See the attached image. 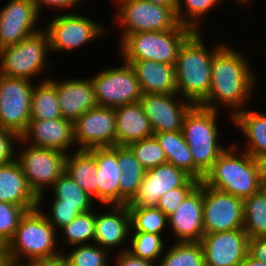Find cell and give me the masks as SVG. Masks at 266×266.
<instances>
[{
    "instance_id": "obj_1",
    "label": "cell",
    "mask_w": 266,
    "mask_h": 266,
    "mask_svg": "<svg viewBox=\"0 0 266 266\" xmlns=\"http://www.w3.org/2000/svg\"><path fill=\"white\" fill-rule=\"evenodd\" d=\"M228 44V45H227ZM229 43L215 53L212 70L211 86L207 98L200 106L220 111L221 106L228 107L229 118L247 108L255 92L256 78L250 60ZM248 103V104H247ZM246 105V106H245ZM220 107V108H219Z\"/></svg>"
},
{
    "instance_id": "obj_2",
    "label": "cell",
    "mask_w": 266,
    "mask_h": 266,
    "mask_svg": "<svg viewBox=\"0 0 266 266\" xmlns=\"http://www.w3.org/2000/svg\"><path fill=\"white\" fill-rule=\"evenodd\" d=\"M202 32L194 31L180 47L175 61L178 94L193 105H200L208 96L215 53L224 45L215 44L209 51Z\"/></svg>"
},
{
    "instance_id": "obj_3",
    "label": "cell",
    "mask_w": 266,
    "mask_h": 266,
    "mask_svg": "<svg viewBox=\"0 0 266 266\" xmlns=\"http://www.w3.org/2000/svg\"><path fill=\"white\" fill-rule=\"evenodd\" d=\"M232 144L217 158L201 182L244 200L261 189L257 166L253 156L240 151V143Z\"/></svg>"
},
{
    "instance_id": "obj_4",
    "label": "cell",
    "mask_w": 266,
    "mask_h": 266,
    "mask_svg": "<svg viewBox=\"0 0 266 266\" xmlns=\"http://www.w3.org/2000/svg\"><path fill=\"white\" fill-rule=\"evenodd\" d=\"M218 114V110L193 105L183 119L182 133L194 160V178L200 182L227 148L218 141Z\"/></svg>"
},
{
    "instance_id": "obj_5",
    "label": "cell",
    "mask_w": 266,
    "mask_h": 266,
    "mask_svg": "<svg viewBox=\"0 0 266 266\" xmlns=\"http://www.w3.org/2000/svg\"><path fill=\"white\" fill-rule=\"evenodd\" d=\"M57 232L38 207L27 211L7 243L10 264L21 266L29 260L50 258L62 253L61 249H57L61 248L58 247Z\"/></svg>"
},
{
    "instance_id": "obj_6",
    "label": "cell",
    "mask_w": 266,
    "mask_h": 266,
    "mask_svg": "<svg viewBox=\"0 0 266 266\" xmlns=\"http://www.w3.org/2000/svg\"><path fill=\"white\" fill-rule=\"evenodd\" d=\"M193 32L190 27L179 24L172 30L120 35L122 60H153L174 65L180 47Z\"/></svg>"
},
{
    "instance_id": "obj_7",
    "label": "cell",
    "mask_w": 266,
    "mask_h": 266,
    "mask_svg": "<svg viewBox=\"0 0 266 266\" xmlns=\"http://www.w3.org/2000/svg\"><path fill=\"white\" fill-rule=\"evenodd\" d=\"M50 52L49 39L42 28L15 45L0 48V74L32 81L48 65L53 66L46 57Z\"/></svg>"
},
{
    "instance_id": "obj_8",
    "label": "cell",
    "mask_w": 266,
    "mask_h": 266,
    "mask_svg": "<svg viewBox=\"0 0 266 266\" xmlns=\"http://www.w3.org/2000/svg\"><path fill=\"white\" fill-rule=\"evenodd\" d=\"M20 143L21 149L17 151L20 153L16 154L15 160L20 165L29 187L38 197V207H44L47 188L50 189L65 172L67 154L34 147L19 139Z\"/></svg>"
},
{
    "instance_id": "obj_9",
    "label": "cell",
    "mask_w": 266,
    "mask_h": 266,
    "mask_svg": "<svg viewBox=\"0 0 266 266\" xmlns=\"http://www.w3.org/2000/svg\"><path fill=\"white\" fill-rule=\"evenodd\" d=\"M115 3L116 21L120 35L175 29L179 22L170 7L160 6L147 0H110ZM123 29V30H122Z\"/></svg>"
},
{
    "instance_id": "obj_10",
    "label": "cell",
    "mask_w": 266,
    "mask_h": 266,
    "mask_svg": "<svg viewBox=\"0 0 266 266\" xmlns=\"http://www.w3.org/2000/svg\"><path fill=\"white\" fill-rule=\"evenodd\" d=\"M103 26L88 16L64 12L48 20L44 31L49 39L51 53L52 51L71 53L105 35L108 30Z\"/></svg>"
},
{
    "instance_id": "obj_11",
    "label": "cell",
    "mask_w": 266,
    "mask_h": 266,
    "mask_svg": "<svg viewBox=\"0 0 266 266\" xmlns=\"http://www.w3.org/2000/svg\"><path fill=\"white\" fill-rule=\"evenodd\" d=\"M122 64L90 77L99 106L117 108L140 100L143 93L135 72L130 64Z\"/></svg>"
},
{
    "instance_id": "obj_12",
    "label": "cell",
    "mask_w": 266,
    "mask_h": 266,
    "mask_svg": "<svg viewBox=\"0 0 266 266\" xmlns=\"http://www.w3.org/2000/svg\"><path fill=\"white\" fill-rule=\"evenodd\" d=\"M32 82L0 74V129L24 133L31 120Z\"/></svg>"
},
{
    "instance_id": "obj_13",
    "label": "cell",
    "mask_w": 266,
    "mask_h": 266,
    "mask_svg": "<svg viewBox=\"0 0 266 266\" xmlns=\"http://www.w3.org/2000/svg\"><path fill=\"white\" fill-rule=\"evenodd\" d=\"M244 200L203 184L205 233L243 229Z\"/></svg>"
},
{
    "instance_id": "obj_14",
    "label": "cell",
    "mask_w": 266,
    "mask_h": 266,
    "mask_svg": "<svg viewBox=\"0 0 266 266\" xmlns=\"http://www.w3.org/2000/svg\"><path fill=\"white\" fill-rule=\"evenodd\" d=\"M115 108L95 106L74 121L77 149L113 147L116 145Z\"/></svg>"
},
{
    "instance_id": "obj_15",
    "label": "cell",
    "mask_w": 266,
    "mask_h": 266,
    "mask_svg": "<svg viewBox=\"0 0 266 266\" xmlns=\"http://www.w3.org/2000/svg\"><path fill=\"white\" fill-rule=\"evenodd\" d=\"M139 102L149 120L153 133L182 130L185 114L193 106L190 101L184 99L178 93H143Z\"/></svg>"
},
{
    "instance_id": "obj_16",
    "label": "cell",
    "mask_w": 266,
    "mask_h": 266,
    "mask_svg": "<svg viewBox=\"0 0 266 266\" xmlns=\"http://www.w3.org/2000/svg\"><path fill=\"white\" fill-rule=\"evenodd\" d=\"M200 243L205 266H238L248 255L249 237L243 229L205 233Z\"/></svg>"
},
{
    "instance_id": "obj_17",
    "label": "cell",
    "mask_w": 266,
    "mask_h": 266,
    "mask_svg": "<svg viewBox=\"0 0 266 266\" xmlns=\"http://www.w3.org/2000/svg\"><path fill=\"white\" fill-rule=\"evenodd\" d=\"M41 14L32 0H9L0 9V48L15 45L38 32Z\"/></svg>"
},
{
    "instance_id": "obj_18",
    "label": "cell",
    "mask_w": 266,
    "mask_h": 266,
    "mask_svg": "<svg viewBox=\"0 0 266 266\" xmlns=\"http://www.w3.org/2000/svg\"><path fill=\"white\" fill-rule=\"evenodd\" d=\"M190 176L173 164L165 163L145 171L143 181L127 207H156L167 191L181 187Z\"/></svg>"
},
{
    "instance_id": "obj_19",
    "label": "cell",
    "mask_w": 266,
    "mask_h": 266,
    "mask_svg": "<svg viewBox=\"0 0 266 266\" xmlns=\"http://www.w3.org/2000/svg\"><path fill=\"white\" fill-rule=\"evenodd\" d=\"M168 228L175 242H200L203 228V183L200 182L168 217Z\"/></svg>"
},
{
    "instance_id": "obj_20",
    "label": "cell",
    "mask_w": 266,
    "mask_h": 266,
    "mask_svg": "<svg viewBox=\"0 0 266 266\" xmlns=\"http://www.w3.org/2000/svg\"><path fill=\"white\" fill-rule=\"evenodd\" d=\"M20 139L34 147L69 154L75 145L74 122L63 117L55 120H30Z\"/></svg>"
},
{
    "instance_id": "obj_21",
    "label": "cell",
    "mask_w": 266,
    "mask_h": 266,
    "mask_svg": "<svg viewBox=\"0 0 266 266\" xmlns=\"http://www.w3.org/2000/svg\"><path fill=\"white\" fill-rule=\"evenodd\" d=\"M110 208L104 213L95 212L94 244L108 249L127 246L130 237L131 221L126 205H107ZM119 246V247H118Z\"/></svg>"
},
{
    "instance_id": "obj_22",
    "label": "cell",
    "mask_w": 266,
    "mask_h": 266,
    "mask_svg": "<svg viewBox=\"0 0 266 266\" xmlns=\"http://www.w3.org/2000/svg\"><path fill=\"white\" fill-rule=\"evenodd\" d=\"M56 92L61 116L72 122L98 105L90 78L56 80Z\"/></svg>"
},
{
    "instance_id": "obj_23",
    "label": "cell",
    "mask_w": 266,
    "mask_h": 266,
    "mask_svg": "<svg viewBox=\"0 0 266 266\" xmlns=\"http://www.w3.org/2000/svg\"><path fill=\"white\" fill-rule=\"evenodd\" d=\"M95 156L97 167V202L102 206L119 205L118 145L89 149Z\"/></svg>"
},
{
    "instance_id": "obj_24",
    "label": "cell",
    "mask_w": 266,
    "mask_h": 266,
    "mask_svg": "<svg viewBox=\"0 0 266 266\" xmlns=\"http://www.w3.org/2000/svg\"><path fill=\"white\" fill-rule=\"evenodd\" d=\"M133 68L142 93H178L175 66L153 60H123Z\"/></svg>"
},
{
    "instance_id": "obj_25",
    "label": "cell",
    "mask_w": 266,
    "mask_h": 266,
    "mask_svg": "<svg viewBox=\"0 0 266 266\" xmlns=\"http://www.w3.org/2000/svg\"><path fill=\"white\" fill-rule=\"evenodd\" d=\"M0 202L21 206L26 211L38 207V197L29 187L16 160L0 165Z\"/></svg>"
},
{
    "instance_id": "obj_26",
    "label": "cell",
    "mask_w": 266,
    "mask_h": 266,
    "mask_svg": "<svg viewBox=\"0 0 266 266\" xmlns=\"http://www.w3.org/2000/svg\"><path fill=\"white\" fill-rule=\"evenodd\" d=\"M115 113L116 145H128L153 136L149 120L139 101L117 107Z\"/></svg>"
},
{
    "instance_id": "obj_27",
    "label": "cell",
    "mask_w": 266,
    "mask_h": 266,
    "mask_svg": "<svg viewBox=\"0 0 266 266\" xmlns=\"http://www.w3.org/2000/svg\"><path fill=\"white\" fill-rule=\"evenodd\" d=\"M232 124L247 140L246 146L240 150L253 157L266 155V113L245 108L232 117Z\"/></svg>"
},
{
    "instance_id": "obj_28",
    "label": "cell",
    "mask_w": 266,
    "mask_h": 266,
    "mask_svg": "<svg viewBox=\"0 0 266 266\" xmlns=\"http://www.w3.org/2000/svg\"><path fill=\"white\" fill-rule=\"evenodd\" d=\"M67 173L86 193L97 200V167L94 154L89 149H76L67 154Z\"/></svg>"
},
{
    "instance_id": "obj_29",
    "label": "cell",
    "mask_w": 266,
    "mask_h": 266,
    "mask_svg": "<svg viewBox=\"0 0 266 266\" xmlns=\"http://www.w3.org/2000/svg\"><path fill=\"white\" fill-rule=\"evenodd\" d=\"M119 205H126L135 195L143 181L145 169L127 145H118Z\"/></svg>"
},
{
    "instance_id": "obj_30",
    "label": "cell",
    "mask_w": 266,
    "mask_h": 266,
    "mask_svg": "<svg viewBox=\"0 0 266 266\" xmlns=\"http://www.w3.org/2000/svg\"><path fill=\"white\" fill-rule=\"evenodd\" d=\"M54 79L46 76L38 82V85L34 84L31 98V120L62 118Z\"/></svg>"
},
{
    "instance_id": "obj_31",
    "label": "cell",
    "mask_w": 266,
    "mask_h": 266,
    "mask_svg": "<svg viewBox=\"0 0 266 266\" xmlns=\"http://www.w3.org/2000/svg\"><path fill=\"white\" fill-rule=\"evenodd\" d=\"M163 148L167 163L182 169L191 178H194V160L189 146L185 142L182 130L175 132L153 133Z\"/></svg>"
},
{
    "instance_id": "obj_32",
    "label": "cell",
    "mask_w": 266,
    "mask_h": 266,
    "mask_svg": "<svg viewBox=\"0 0 266 266\" xmlns=\"http://www.w3.org/2000/svg\"><path fill=\"white\" fill-rule=\"evenodd\" d=\"M53 194L51 205L78 207L82 212L94 209V199L86 193L67 173L55 181L50 190Z\"/></svg>"
},
{
    "instance_id": "obj_33",
    "label": "cell",
    "mask_w": 266,
    "mask_h": 266,
    "mask_svg": "<svg viewBox=\"0 0 266 266\" xmlns=\"http://www.w3.org/2000/svg\"><path fill=\"white\" fill-rule=\"evenodd\" d=\"M243 230L249 238L266 236V189L244 199Z\"/></svg>"
},
{
    "instance_id": "obj_34",
    "label": "cell",
    "mask_w": 266,
    "mask_h": 266,
    "mask_svg": "<svg viewBox=\"0 0 266 266\" xmlns=\"http://www.w3.org/2000/svg\"><path fill=\"white\" fill-rule=\"evenodd\" d=\"M157 266H205L200 242H175L166 249Z\"/></svg>"
},
{
    "instance_id": "obj_35",
    "label": "cell",
    "mask_w": 266,
    "mask_h": 266,
    "mask_svg": "<svg viewBox=\"0 0 266 266\" xmlns=\"http://www.w3.org/2000/svg\"><path fill=\"white\" fill-rule=\"evenodd\" d=\"M95 211L92 209L78 214L73 221L60 228L59 231L61 230V235L63 233L64 237L61 238L63 240L61 243L69 247L94 244Z\"/></svg>"
},
{
    "instance_id": "obj_36",
    "label": "cell",
    "mask_w": 266,
    "mask_h": 266,
    "mask_svg": "<svg viewBox=\"0 0 266 266\" xmlns=\"http://www.w3.org/2000/svg\"><path fill=\"white\" fill-rule=\"evenodd\" d=\"M130 248L126 251L132 256L150 261L154 264L159 263L165 251V242L163 236L155 233L130 232ZM158 261V262H157Z\"/></svg>"
},
{
    "instance_id": "obj_37",
    "label": "cell",
    "mask_w": 266,
    "mask_h": 266,
    "mask_svg": "<svg viewBox=\"0 0 266 266\" xmlns=\"http://www.w3.org/2000/svg\"><path fill=\"white\" fill-rule=\"evenodd\" d=\"M130 214L131 232L163 235L168 229V217L157 207H127Z\"/></svg>"
},
{
    "instance_id": "obj_38",
    "label": "cell",
    "mask_w": 266,
    "mask_h": 266,
    "mask_svg": "<svg viewBox=\"0 0 266 266\" xmlns=\"http://www.w3.org/2000/svg\"><path fill=\"white\" fill-rule=\"evenodd\" d=\"M222 3L223 0H177L175 11L177 21L179 24L188 26L194 31H200V29L202 30L200 20L205 18L204 14L207 16L210 10L216 5V7H220Z\"/></svg>"
},
{
    "instance_id": "obj_39",
    "label": "cell",
    "mask_w": 266,
    "mask_h": 266,
    "mask_svg": "<svg viewBox=\"0 0 266 266\" xmlns=\"http://www.w3.org/2000/svg\"><path fill=\"white\" fill-rule=\"evenodd\" d=\"M73 248L70 253H63L68 266H110L109 264H112L111 252L99 245H75Z\"/></svg>"
},
{
    "instance_id": "obj_40",
    "label": "cell",
    "mask_w": 266,
    "mask_h": 266,
    "mask_svg": "<svg viewBox=\"0 0 266 266\" xmlns=\"http://www.w3.org/2000/svg\"><path fill=\"white\" fill-rule=\"evenodd\" d=\"M127 146L145 170L167 163L165 152L154 136L131 142Z\"/></svg>"
},
{
    "instance_id": "obj_41",
    "label": "cell",
    "mask_w": 266,
    "mask_h": 266,
    "mask_svg": "<svg viewBox=\"0 0 266 266\" xmlns=\"http://www.w3.org/2000/svg\"><path fill=\"white\" fill-rule=\"evenodd\" d=\"M199 183V180L190 177L181 187L165 192L159 198L156 207L169 217Z\"/></svg>"
},
{
    "instance_id": "obj_42",
    "label": "cell",
    "mask_w": 266,
    "mask_h": 266,
    "mask_svg": "<svg viewBox=\"0 0 266 266\" xmlns=\"http://www.w3.org/2000/svg\"><path fill=\"white\" fill-rule=\"evenodd\" d=\"M27 211L12 203L0 202V237L7 244Z\"/></svg>"
},
{
    "instance_id": "obj_43",
    "label": "cell",
    "mask_w": 266,
    "mask_h": 266,
    "mask_svg": "<svg viewBox=\"0 0 266 266\" xmlns=\"http://www.w3.org/2000/svg\"><path fill=\"white\" fill-rule=\"evenodd\" d=\"M51 206V213H46L41 208L38 207L44 213L46 219L50 222V224L59 231L60 228L69 224L73 221L78 214L83 213L78 207H68V206H60V205H49ZM50 214V215H49Z\"/></svg>"
},
{
    "instance_id": "obj_44",
    "label": "cell",
    "mask_w": 266,
    "mask_h": 266,
    "mask_svg": "<svg viewBox=\"0 0 266 266\" xmlns=\"http://www.w3.org/2000/svg\"><path fill=\"white\" fill-rule=\"evenodd\" d=\"M20 136L15 132L0 129V165L8 164L15 160L17 152L15 146L19 145Z\"/></svg>"
},
{
    "instance_id": "obj_45",
    "label": "cell",
    "mask_w": 266,
    "mask_h": 266,
    "mask_svg": "<svg viewBox=\"0 0 266 266\" xmlns=\"http://www.w3.org/2000/svg\"><path fill=\"white\" fill-rule=\"evenodd\" d=\"M84 0H32L33 4L35 5L36 10L38 13L42 14V7L44 6L48 8H55L54 10H67V8L72 9L75 6H78L79 3L83 2Z\"/></svg>"
},
{
    "instance_id": "obj_46",
    "label": "cell",
    "mask_w": 266,
    "mask_h": 266,
    "mask_svg": "<svg viewBox=\"0 0 266 266\" xmlns=\"http://www.w3.org/2000/svg\"><path fill=\"white\" fill-rule=\"evenodd\" d=\"M248 255L266 263V236L249 238Z\"/></svg>"
},
{
    "instance_id": "obj_47",
    "label": "cell",
    "mask_w": 266,
    "mask_h": 266,
    "mask_svg": "<svg viewBox=\"0 0 266 266\" xmlns=\"http://www.w3.org/2000/svg\"><path fill=\"white\" fill-rule=\"evenodd\" d=\"M118 253L119 254L114 260L115 266H157V264L150 261L132 256L125 248L121 250V252L119 250Z\"/></svg>"
},
{
    "instance_id": "obj_48",
    "label": "cell",
    "mask_w": 266,
    "mask_h": 266,
    "mask_svg": "<svg viewBox=\"0 0 266 266\" xmlns=\"http://www.w3.org/2000/svg\"><path fill=\"white\" fill-rule=\"evenodd\" d=\"M21 266H68L63 252L50 258H37L26 261Z\"/></svg>"
},
{
    "instance_id": "obj_49",
    "label": "cell",
    "mask_w": 266,
    "mask_h": 266,
    "mask_svg": "<svg viewBox=\"0 0 266 266\" xmlns=\"http://www.w3.org/2000/svg\"><path fill=\"white\" fill-rule=\"evenodd\" d=\"M254 160L257 166L261 188L266 189V155L254 157Z\"/></svg>"
},
{
    "instance_id": "obj_50",
    "label": "cell",
    "mask_w": 266,
    "mask_h": 266,
    "mask_svg": "<svg viewBox=\"0 0 266 266\" xmlns=\"http://www.w3.org/2000/svg\"><path fill=\"white\" fill-rule=\"evenodd\" d=\"M238 266H266V263L247 255Z\"/></svg>"
},
{
    "instance_id": "obj_51",
    "label": "cell",
    "mask_w": 266,
    "mask_h": 266,
    "mask_svg": "<svg viewBox=\"0 0 266 266\" xmlns=\"http://www.w3.org/2000/svg\"><path fill=\"white\" fill-rule=\"evenodd\" d=\"M156 5L170 7L174 12L177 8V0H147Z\"/></svg>"
},
{
    "instance_id": "obj_52",
    "label": "cell",
    "mask_w": 266,
    "mask_h": 266,
    "mask_svg": "<svg viewBox=\"0 0 266 266\" xmlns=\"http://www.w3.org/2000/svg\"><path fill=\"white\" fill-rule=\"evenodd\" d=\"M7 252H0V266H10Z\"/></svg>"
},
{
    "instance_id": "obj_53",
    "label": "cell",
    "mask_w": 266,
    "mask_h": 266,
    "mask_svg": "<svg viewBox=\"0 0 266 266\" xmlns=\"http://www.w3.org/2000/svg\"><path fill=\"white\" fill-rule=\"evenodd\" d=\"M0 252H7V244L0 237Z\"/></svg>"
},
{
    "instance_id": "obj_54",
    "label": "cell",
    "mask_w": 266,
    "mask_h": 266,
    "mask_svg": "<svg viewBox=\"0 0 266 266\" xmlns=\"http://www.w3.org/2000/svg\"><path fill=\"white\" fill-rule=\"evenodd\" d=\"M250 1L251 0H236V3H237V5L239 4V5H241V7L244 5H247L248 3H250Z\"/></svg>"
}]
</instances>
